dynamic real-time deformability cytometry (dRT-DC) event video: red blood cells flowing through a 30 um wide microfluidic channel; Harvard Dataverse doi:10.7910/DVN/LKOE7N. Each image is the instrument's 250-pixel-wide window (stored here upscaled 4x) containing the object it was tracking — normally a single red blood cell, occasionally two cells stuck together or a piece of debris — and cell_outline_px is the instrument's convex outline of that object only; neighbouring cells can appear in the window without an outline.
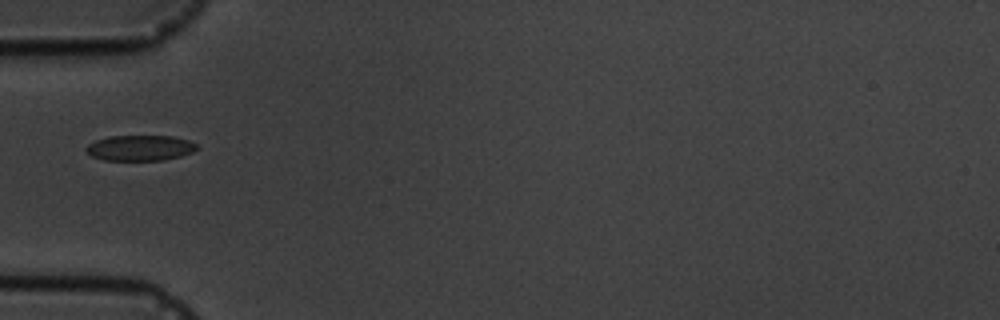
{"species": "common noctule bat (a hibernating species)", "species_latin": "Nyctalus noctula", "temperature_condition": "cold", "stored_images_in_passage": 1, "camera_frame_rate_fps": 3000, "um_per_image_px": 0.085, "animal": {"sex": "male", "body_mass_g": 19.5, "forearm_length_mm": 54.6}, "frame": {"image": 1, "passage_image": 1, "time_ms": 0.0, "image_size_px": [1000, 320], "cell_outline_px": [[200, 148], [192, 152], [180, 156], [164, 160], [104, 160], [92, 156], [84, 148], [88, 144], [96, 140], [108, 136], [172, 136], [188, 140], [196, 144]], "centroid_in_image_um": [11.91, 12.57], "position_along_channel_um": 73.1, "area_um2": 16.47}}